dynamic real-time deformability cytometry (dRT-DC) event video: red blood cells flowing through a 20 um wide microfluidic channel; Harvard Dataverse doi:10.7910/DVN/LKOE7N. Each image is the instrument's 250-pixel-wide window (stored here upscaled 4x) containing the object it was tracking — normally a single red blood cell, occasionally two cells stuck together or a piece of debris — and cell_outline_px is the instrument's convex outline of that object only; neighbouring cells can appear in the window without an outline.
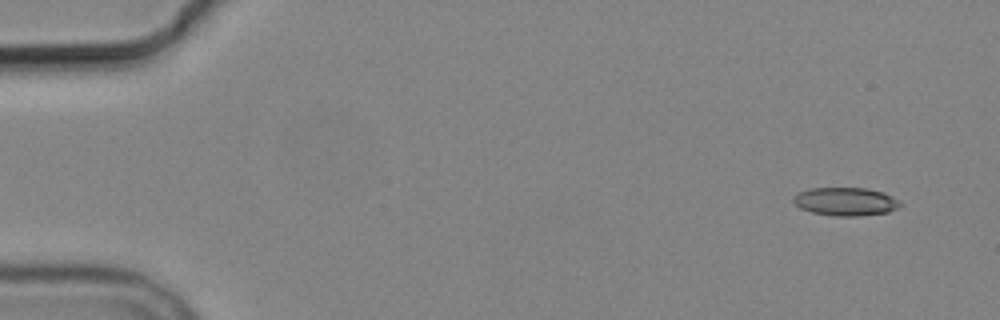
{"species": "common noctule bat (a hibernating species)", "species_latin": "Nyctalus noctula", "temperature_condition": "cold", "stored_images_in_passage": 2, "camera_frame_rate_fps": 3000, "um_per_image_px": 0.085, "animal": {"sex": "male", "body_mass_g": 19.2, "forearm_length_mm": 51.8}, "frame": {"image": 1, "passage_image": 2, "time_ms": 1.333, "image_size_px": [1000, 320], "cell_outline_px": [[900, 204], [896, 208], [888, 212], [860, 216], [832, 216], [812, 212], [800, 208], [792, 200], [792, 196], [808, 188], [868, 188], [884, 192], [900, 200]], "centroid_in_image_um": [71.87, 17.13], "position_along_channel_um": 13.1, "area_um2": 17.69}}